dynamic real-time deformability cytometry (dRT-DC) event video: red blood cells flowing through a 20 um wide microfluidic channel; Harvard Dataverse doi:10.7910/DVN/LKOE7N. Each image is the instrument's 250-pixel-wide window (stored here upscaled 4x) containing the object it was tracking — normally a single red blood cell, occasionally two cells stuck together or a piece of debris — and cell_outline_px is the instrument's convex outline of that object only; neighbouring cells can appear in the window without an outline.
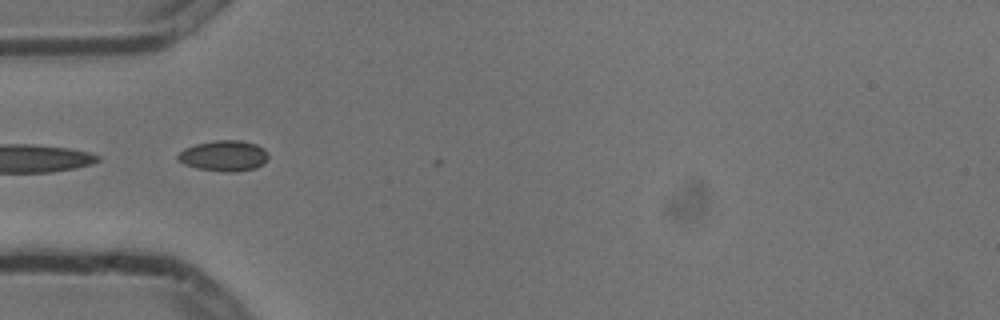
{"species": "common noctule bat (a hibernating species)", "species_latin": "Nyctalus noctula", "temperature_condition": "cold", "stored_images_in_passage": 6, "segment_of_instrument_passage": [2, 2], "camera_frame_rate_fps": 3000, "um_per_image_px": 0.085, "animal": {"sex": "male", "body_mass_g": 13.3}, "frame": {"image": 1, "passage_image": 4, "time_ms": 1.0, "image_size_px": [1000, 320], "cell_outline_px": [[268, 160], [264, 164], [256, 168], [232, 172], [224, 172], [196, 168], [184, 164], [176, 160], [176, 156], [184, 148], [196, 144], [216, 140], [240, 140], [256, 144], [264, 148], [268, 152]], "centroid_in_image_um": [19.04, 13.24], "position_along_channel_um": 66.0, "area_um2": 16.42}}
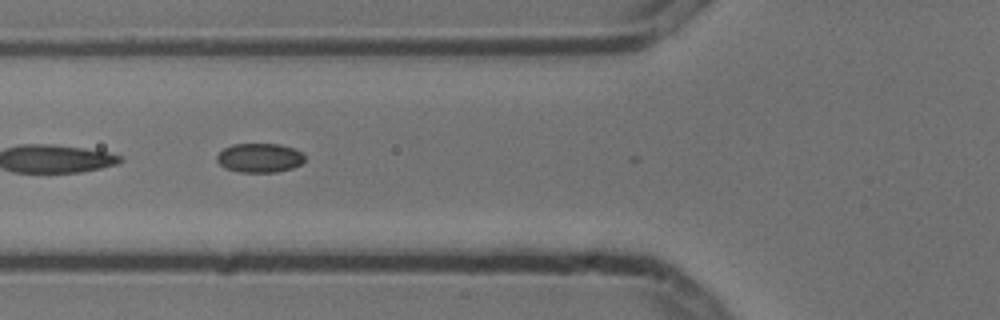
{"frame": {"image": 2, "passage_image": 5, "time_ms": 1.333, "image_size_px": [1000, 320], "cell_outline_px": [[304, 160], [300, 164], [292, 168], [276, 172], [240, 172], [224, 168], [216, 160], [216, 156], [224, 148], [232, 144], [280, 144], [292, 148], [300, 152], [304, 156]], "centroid_in_image_um": [22.03, 13.42], "position_along_channel_um": 103.8, "area_um2": 14.85}}
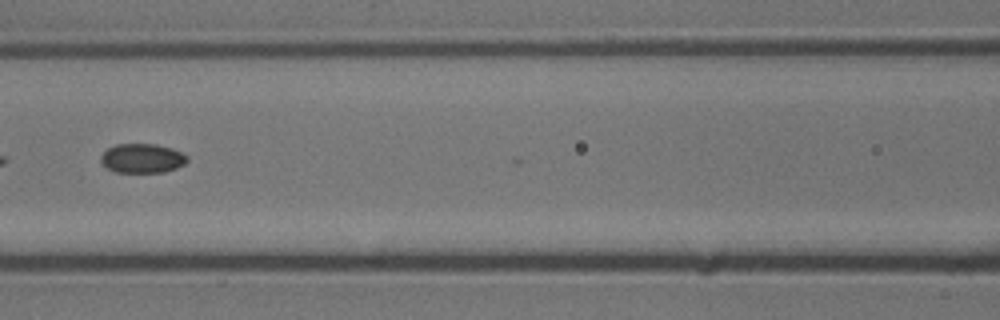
{"frame": {"image": 3, "passage_image": 6, "time_ms": 1.667, "image_size_px": [1000, 320], "cell_outline_px": [[188, 160], [184, 164], [176, 168], [164, 172], [116, 172], [108, 168], [100, 160], [100, 156], [108, 148], [116, 144], [156, 144], [172, 148], [188, 156]], "centroid_in_image_um": [12.1, 13.45], "position_along_channel_um": 154.5, "area_um2": 14.68}}